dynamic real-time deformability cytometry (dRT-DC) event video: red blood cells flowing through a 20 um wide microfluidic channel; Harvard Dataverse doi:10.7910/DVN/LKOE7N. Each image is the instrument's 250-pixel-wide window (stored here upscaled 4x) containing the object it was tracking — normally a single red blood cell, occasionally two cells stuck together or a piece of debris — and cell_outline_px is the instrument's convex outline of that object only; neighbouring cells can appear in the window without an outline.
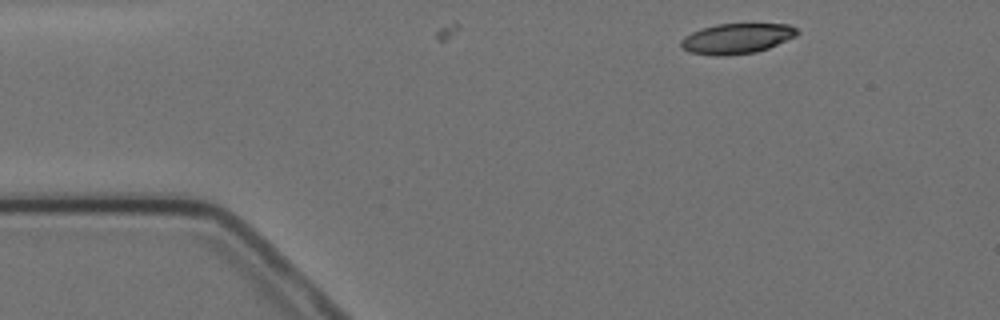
{"species": "Egyptian fruit bat (a non-hibernating species)", "species_latin": "Rousettus aegyptiacus", "temperature_condition": "cold", "stored_images_in_passage": 6, "camera_frame_rate_fps": 3000, "um_per_image_px": 0.085, "animal": {"sex": "female"}, "frame": {"image": 1, "passage_image": 1, "time_ms": 0.0, "image_size_px": [1000, 320], "cell_outline_px": [[800, 32], [796, 36], [768, 48], [756, 52], [720, 56], [716, 56], [688, 52], [680, 44], [680, 40], [684, 36], [700, 28], [716, 24], [788, 24], [796, 28]], "centroid_in_image_um": [62.61, 3.27], "position_along_channel_um": 22.4, "area_um2": 20.52}}
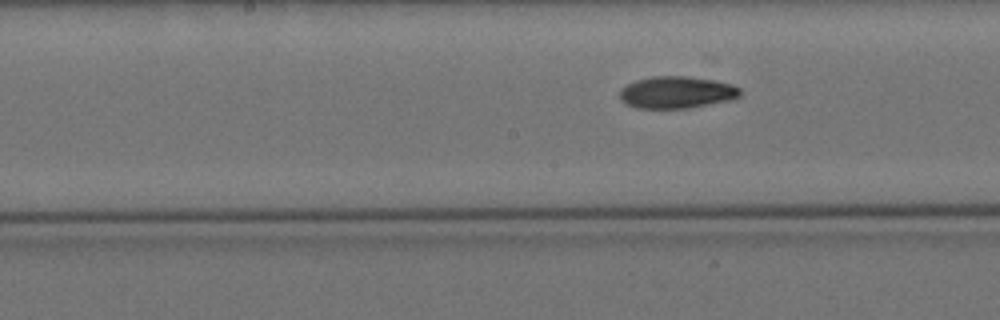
{"frame": {"image": 2, "passage_image": 6, "time_ms": 6.667, "image_size_px": [1000, 320], "cell_outline_px": [[740, 96], [728, 100], [688, 108], [636, 108], [620, 100], [620, 88], [636, 80], [652, 76], [688, 76], [712, 80], [732, 84], [740, 88]], "centroid_in_image_um": [57.49, 7.84], "position_along_channel_um": 190.7, "area_um2": 22.31}}